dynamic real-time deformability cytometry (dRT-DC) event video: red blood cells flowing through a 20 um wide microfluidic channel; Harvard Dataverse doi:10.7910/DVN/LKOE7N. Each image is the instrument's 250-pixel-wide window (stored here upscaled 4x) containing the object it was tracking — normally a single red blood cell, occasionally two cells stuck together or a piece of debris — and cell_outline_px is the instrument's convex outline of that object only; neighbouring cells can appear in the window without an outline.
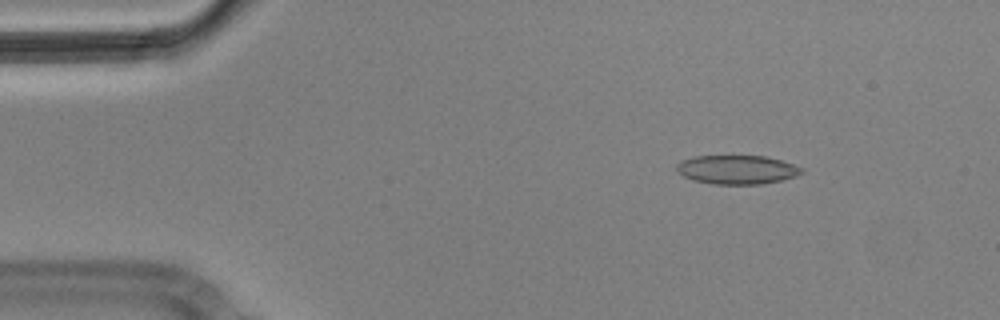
{"species": "Egyptian fruit bat (a non-hibernating species)", "species_latin": "Rousettus aegyptiacus", "temperature_condition": "cold", "stored_images_in_passage": 3, "camera_frame_rate_fps": 3000, "um_per_image_px": 0.085, "animal": {"sex": "male"}, "frame": {"image": 1, "passage_image": 1, "time_ms": 0.0, "image_size_px": [1000, 320], "cell_outline_px": [[804, 172], [796, 176], [780, 180], [760, 184], [712, 184], [692, 180], [684, 176], [676, 168], [676, 164], [680, 160], [696, 156], [764, 156], [780, 160], [804, 168]], "centroid_in_image_um": [62.63, 14.42], "position_along_channel_um": 22.4, "area_um2": 20.98}}